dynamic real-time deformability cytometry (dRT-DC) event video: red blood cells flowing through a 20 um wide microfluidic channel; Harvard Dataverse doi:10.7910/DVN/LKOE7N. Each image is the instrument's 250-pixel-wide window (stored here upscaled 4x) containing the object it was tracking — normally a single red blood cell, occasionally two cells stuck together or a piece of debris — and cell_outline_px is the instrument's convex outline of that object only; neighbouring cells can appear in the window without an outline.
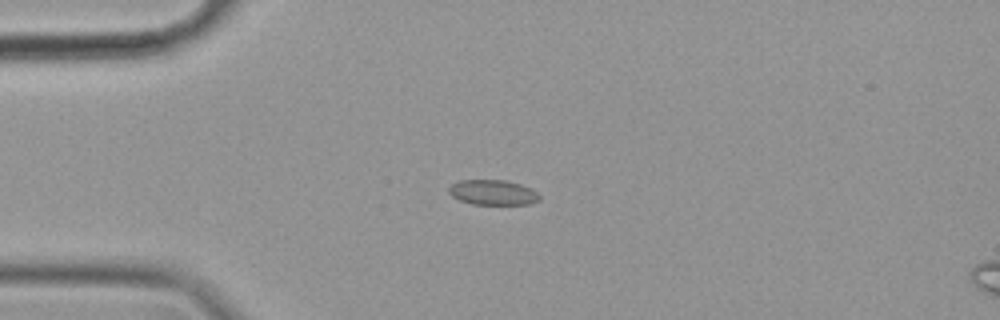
{"species": "common noctule bat (a hibernating species)", "species_latin": "Nyctalus noctula", "temperature_condition": "cold", "stored_images_in_passage": 45, "camera_frame_rate_fps": 3000, "um_per_image_px": 0.085, "animal": {"sex": "female", "body_mass_g": 19.9}, "frame": {"image": 1, "passage_image": 1, "time_ms": 0.0, "image_size_px": [1000, 320], "cell_outline_px": [[540, 200], [532, 204], [472, 204], [460, 200], [452, 196], [448, 192], [448, 188], [452, 184], [460, 180], [504, 180], [520, 184], [532, 188], [540, 196]], "centroid_in_image_um": [41.91, 16.36], "position_along_channel_um": 43.1, "area_um2": 13.29}}
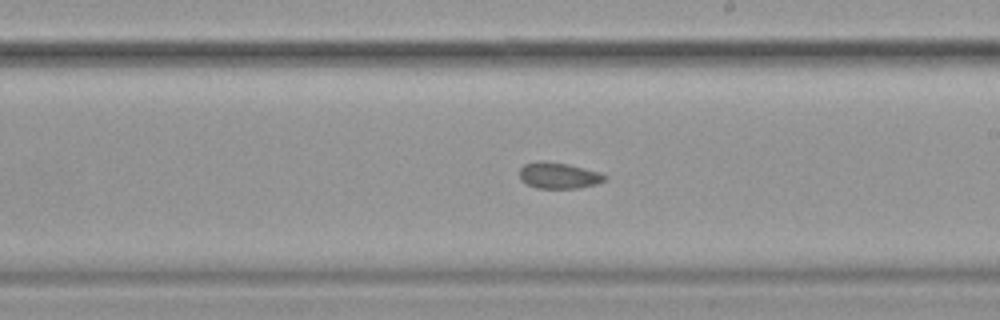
{"frame": {"image": 2, "passage_image": 20, "time_ms": 6.333, "image_size_px": [1000, 320], "cell_outline_px": [[608, 180], [596, 184], [580, 188], [536, 188], [520, 180], [520, 168], [524, 164], [540, 160], [568, 164], [600, 172], [608, 176]], "centroid_in_image_um": [47.52, 14.92], "position_along_channel_um": 241.5, "area_um2": 13.12}}
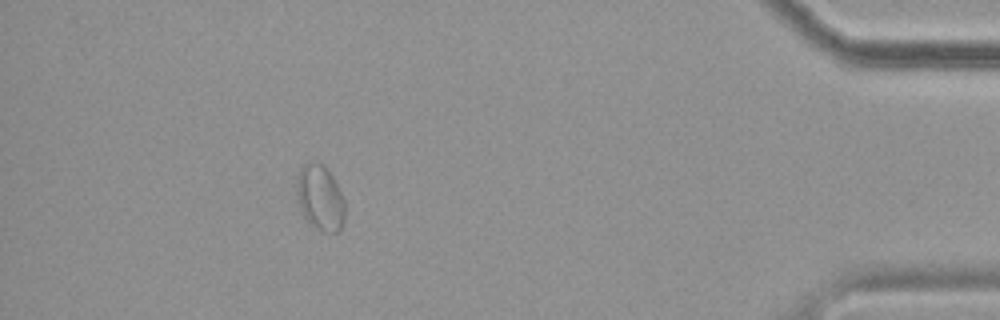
{"frame": {"image": 3, "passage_image": 39, "time_ms": 12.667, "image_size_px": [1000, 320], "cell_outline_px": [[344, 220], [340, 228], [336, 232], [324, 232], [308, 224], [300, 208], [296, 196], [296, 176], [300, 168], [308, 160], [320, 164], [332, 176], [344, 200]], "centroid_in_image_um": [27.16, 16.82], "position_along_channel_um": 408.0, "area_um2": 18.38}, "authors_computed_cell_mechanics": {"area_um2": 13.4674, "velocity_mm_per_s": 3.4628, "shape_relaxation_time_tau1_ms": 7.5284, "shape_relaxation_time_tau2_ms": 4.3572, "deformation_change_tau1": 0.0707, "deformation_change_tau2": 0.0435}}